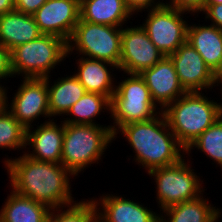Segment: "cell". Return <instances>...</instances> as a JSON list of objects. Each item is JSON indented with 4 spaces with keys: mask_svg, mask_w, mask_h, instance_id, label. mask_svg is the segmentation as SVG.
I'll list each match as a JSON object with an SVG mask.
<instances>
[{
    "mask_svg": "<svg viewBox=\"0 0 222 222\" xmlns=\"http://www.w3.org/2000/svg\"><path fill=\"white\" fill-rule=\"evenodd\" d=\"M3 163L15 192L50 209L76 203L70 185L75 176L62 164L31 159L24 153L15 159L5 157Z\"/></svg>",
    "mask_w": 222,
    "mask_h": 222,
    "instance_id": "6da1fadb",
    "label": "cell"
},
{
    "mask_svg": "<svg viewBox=\"0 0 222 222\" xmlns=\"http://www.w3.org/2000/svg\"><path fill=\"white\" fill-rule=\"evenodd\" d=\"M118 133L132 147L136 164L142 165L147 173L176 164L185 158V149L177 141L162 112L147 121L121 126L114 133V140Z\"/></svg>",
    "mask_w": 222,
    "mask_h": 222,
    "instance_id": "7a4b0ae2",
    "label": "cell"
},
{
    "mask_svg": "<svg viewBox=\"0 0 222 222\" xmlns=\"http://www.w3.org/2000/svg\"><path fill=\"white\" fill-rule=\"evenodd\" d=\"M162 113L177 141L186 150L222 116V102L209 100L202 92H186L168 104Z\"/></svg>",
    "mask_w": 222,
    "mask_h": 222,
    "instance_id": "3957f363",
    "label": "cell"
},
{
    "mask_svg": "<svg viewBox=\"0 0 222 222\" xmlns=\"http://www.w3.org/2000/svg\"><path fill=\"white\" fill-rule=\"evenodd\" d=\"M114 141L111 126L64 123L61 164L75 177L102 159Z\"/></svg>",
    "mask_w": 222,
    "mask_h": 222,
    "instance_id": "277c9868",
    "label": "cell"
},
{
    "mask_svg": "<svg viewBox=\"0 0 222 222\" xmlns=\"http://www.w3.org/2000/svg\"><path fill=\"white\" fill-rule=\"evenodd\" d=\"M67 53V41L55 35L42 34L10 51L13 77L20 74L23 78L51 76V70L66 59Z\"/></svg>",
    "mask_w": 222,
    "mask_h": 222,
    "instance_id": "5b68a950",
    "label": "cell"
},
{
    "mask_svg": "<svg viewBox=\"0 0 222 222\" xmlns=\"http://www.w3.org/2000/svg\"><path fill=\"white\" fill-rule=\"evenodd\" d=\"M122 81H118L115 92L111 97L110 118L113 134L123 125L147 121L162 112L152 100L150 91L139 74H128Z\"/></svg>",
    "mask_w": 222,
    "mask_h": 222,
    "instance_id": "8992f818",
    "label": "cell"
},
{
    "mask_svg": "<svg viewBox=\"0 0 222 222\" xmlns=\"http://www.w3.org/2000/svg\"><path fill=\"white\" fill-rule=\"evenodd\" d=\"M121 37L122 27L94 24L80 19L67 42V58L75 51L80 56L104 60L119 67Z\"/></svg>",
    "mask_w": 222,
    "mask_h": 222,
    "instance_id": "52a82bcc",
    "label": "cell"
},
{
    "mask_svg": "<svg viewBox=\"0 0 222 222\" xmlns=\"http://www.w3.org/2000/svg\"><path fill=\"white\" fill-rule=\"evenodd\" d=\"M189 160L181 159L178 163L156 168L148 172L156 183V202L160 211L188 200H192L205 192L203 179L192 169Z\"/></svg>",
    "mask_w": 222,
    "mask_h": 222,
    "instance_id": "ba28073f",
    "label": "cell"
},
{
    "mask_svg": "<svg viewBox=\"0 0 222 222\" xmlns=\"http://www.w3.org/2000/svg\"><path fill=\"white\" fill-rule=\"evenodd\" d=\"M147 18L141 24L152 43L165 55L174 53L187 42L188 22L186 12L167 5L147 11Z\"/></svg>",
    "mask_w": 222,
    "mask_h": 222,
    "instance_id": "9c48e42d",
    "label": "cell"
},
{
    "mask_svg": "<svg viewBox=\"0 0 222 222\" xmlns=\"http://www.w3.org/2000/svg\"><path fill=\"white\" fill-rule=\"evenodd\" d=\"M10 104L8 90L4 91L5 108L26 128L33 127L34 120L45 117L50 119L48 87L46 78H23Z\"/></svg>",
    "mask_w": 222,
    "mask_h": 222,
    "instance_id": "30bf717a",
    "label": "cell"
},
{
    "mask_svg": "<svg viewBox=\"0 0 222 222\" xmlns=\"http://www.w3.org/2000/svg\"><path fill=\"white\" fill-rule=\"evenodd\" d=\"M165 55L152 43L142 26L122 27L119 72L140 74L153 67Z\"/></svg>",
    "mask_w": 222,
    "mask_h": 222,
    "instance_id": "8fae6325",
    "label": "cell"
},
{
    "mask_svg": "<svg viewBox=\"0 0 222 222\" xmlns=\"http://www.w3.org/2000/svg\"><path fill=\"white\" fill-rule=\"evenodd\" d=\"M33 17L43 34L68 42L80 20V0H47Z\"/></svg>",
    "mask_w": 222,
    "mask_h": 222,
    "instance_id": "7c38bea8",
    "label": "cell"
},
{
    "mask_svg": "<svg viewBox=\"0 0 222 222\" xmlns=\"http://www.w3.org/2000/svg\"><path fill=\"white\" fill-rule=\"evenodd\" d=\"M169 57L186 92H203L204 89L206 92L208 89H213V71L188 42L182 44Z\"/></svg>",
    "mask_w": 222,
    "mask_h": 222,
    "instance_id": "4fadbf2b",
    "label": "cell"
},
{
    "mask_svg": "<svg viewBox=\"0 0 222 222\" xmlns=\"http://www.w3.org/2000/svg\"><path fill=\"white\" fill-rule=\"evenodd\" d=\"M139 75L146 83L152 100L161 110L186 93L169 56H164L153 67Z\"/></svg>",
    "mask_w": 222,
    "mask_h": 222,
    "instance_id": "5bb4252c",
    "label": "cell"
},
{
    "mask_svg": "<svg viewBox=\"0 0 222 222\" xmlns=\"http://www.w3.org/2000/svg\"><path fill=\"white\" fill-rule=\"evenodd\" d=\"M54 119L45 120L35 130L34 127L26 129V148L30 146L28 151H22L26 156L38 161L61 164L64 122L57 125Z\"/></svg>",
    "mask_w": 222,
    "mask_h": 222,
    "instance_id": "9a60e30c",
    "label": "cell"
},
{
    "mask_svg": "<svg viewBox=\"0 0 222 222\" xmlns=\"http://www.w3.org/2000/svg\"><path fill=\"white\" fill-rule=\"evenodd\" d=\"M93 199L97 222H160V214L133 199L115 194H103L99 199L94 197Z\"/></svg>",
    "mask_w": 222,
    "mask_h": 222,
    "instance_id": "2e32d148",
    "label": "cell"
},
{
    "mask_svg": "<svg viewBox=\"0 0 222 222\" xmlns=\"http://www.w3.org/2000/svg\"><path fill=\"white\" fill-rule=\"evenodd\" d=\"M77 60L76 67L78 68L77 71L75 70L74 76L84 86L86 92L99 93L111 100L116 87V83H114L116 74L113 71L115 69L119 70L118 66L104 60L83 56L77 58Z\"/></svg>",
    "mask_w": 222,
    "mask_h": 222,
    "instance_id": "e0dca14e",
    "label": "cell"
},
{
    "mask_svg": "<svg viewBox=\"0 0 222 222\" xmlns=\"http://www.w3.org/2000/svg\"><path fill=\"white\" fill-rule=\"evenodd\" d=\"M42 34L33 15L13 10L0 16V44L10 51Z\"/></svg>",
    "mask_w": 222,
    "mask_h": 222,
    "instance_id": "ac0fdd59",
    "label": "cell"
},
{
    "mask_svg": "<svg viewBox=\"0 0 222 222\" xmlns=\"http://www.w3.org/2000/svg\"><path fill=\"white\" fill-rule=\"evenodd\" d=\"M203 25L200 23L188 25L187 42L214 71L222 62V30L211 24Z\"/></svg>",
    "mask_w": 222,
    "mask_h": 222,
    "instance_id": "d6986e66",
    "label": "cell"
},
{
    "mask_svg": "<svg viewBox=\"0 0 222 222\" xmlns=\"http://www.w3.org/2000/svg\"><path fill=\"white\" fill-rule=\"evenodd\" d=\"M131 17L124 0H80V19L83 21L122 27Z\"/></svg>",
    "mask_w": 222,
    "mask_h": 222,
    "instance_id": "ffe728a7",
    "label": "cell"
},
{
    "mask_svg": "<svg viewBox=\"0 0 222 222\" xmlns=\"http://www.w3.org/2000/svg\"><path fill=\"white\" fill-rule=\"evenodd\" d=\"M216 208L201 194L195 199L162 210L160 222H217L220 221L222 211Z\"/></svg>",
    "mask_w": 222,
    "mask_h": 222,
    "instance_id": "44dd1931",
    "label": "cell"
},
{
    "mask_svg": "<svg viewBox=\"0 0 222 222\" xmlns=\"http://www.w3.org/2000/svg\"><path fill=\"white\" fill-rule=\"evenodd\" d=\"M0 210V222H47L51 209L14 190Z\"/></svg>",
    "mask_w": 222,
    "mask_h": 222,
    "instance_id": "7402d4cb",
    "label": "cell"
},
{
    "mask_svg": "<svg viewBox=\"0 0 222 222\" xmlns=\"http://www.w3.org/2000/svg\"><path fill=\"white\" fill-rule=\"evenodd\" d=\"M50 77H45L47 79L50 116L51 118L53 116H64L71 106L86 93V90L74 74L67 77H59L57 80H54V84H51Z\"/></svg>",
    "mask_w": 222,
    "mask_h": 222,
    "instance_id": "603a6c76",
    "label": "cell"
},
{
    "mask_svg": "<svg viewBox=\"0 0 222 222\" xmlns=\"http://www.w3.org/2000/svg\"><path fill=\"white\" fill-rule=\"evenodd\" d=\"M111 100L99 93L86 92L67 112L70 118H63L64 123L98 125L95 119L101 112L110 114ZM103 109L105 111H103ZM73 116V117H71Z\"/></svg>",
    "mask_w": 222,
    "mask_h": 222,
    "instance_id": "cb8c5ba5",
    "label": "cell"
},
{
    "mask_svg": "<svg viewBox=\"0 0 222 222\" xmlns=\"http://www.w3.org/2000/svg\"><path fill=\"white\" fill-rule=\"evenodd\" d=\"M194 147V148H193ZM195 148L204 152L222 170V116L217 119L208 129L199 135L185 150L190 155Z\"/></svg>",
    "mask_w": 222,
    "mask_h": 222,
    "instance_id": "d4e9b609",
    "label": "cell"
},
{
    "mask_svg": "<svg viewBox=\"0 0 222 222\" xmlns=\"http://www.w3.org/2000/svg\"><path fill=\"white\" fill-rule=\"evenodd\" d=\"M0 148L26 149V128L3 106L0 109Z\"/></svg>",
    "mask_w": 222,
    "mask_h": 222,
    "instance_id": "484cf974",
    "label": "cell"
},
{
    "mask_svg": "<svg viewBox=\"0 0 222 222\" xmlns=\"http://www.w3.org/2000/svg\"><path fill=\"white\" fill-rule=\"evenodd\" d=\"M83 200L66 206V210L51 209L47 222H97V211L92 198Z\"/></svg>",
    "mask_w": 222,
    "mask_h": 222,
    "instance_id": "4316f807",
    "label": "cell"
},
{
    "mask_svg": "<svg viewBox=\"0 0 222 222\" xmlns=\"http://www.w3.org/2000/svg\"><path fill=\"white\" fill-rule=\"evenodd\" d=\"M167 6L177 10L187 12L186 14L195 15L201 13L205 7V0H170L164 3Z\"/></svg>",
    "mask_w": 222,
    "mask_h": 222,
    "instance_id": "83f0119b",
    "label": "cell"
},
{
    "mask_svg": "<svg viewBox=\"0 0 222 222\" xmlns=\"http://www.w3.org/2000/svg\"><path fill=\"white\" fill-rule=\"evenodd\" d=\"M160 1L161 0H124L127 9L131 12L132 15L142 11H149L164 5V0H162V2Z\"/></svg>",
    "mask_w": 222,
    "mask_h": 222,
    "instance_id": "f1b7e54d",
    "label": "cell"
},
{
    "mask_svg": "<svg viewBox=\"0 0 222 222\" xmlns=\"http://www.w3.org/2000/svg\"><path fill=\"white\" fill-rule=\"evenodd\" d=\"M205 14V20L211 21L214 25L222 30V4H205L202 11Z\"/></svg>",
    "mask_w": 222,
    "mask_h": 222,
    "instance_id": "f546056e",
    "label": "cell"
},
{
    "mask_svg": "<svg viewBox=\"0 0 222 222\" xmlns=\"http://www.w3.org/2000/svg\"><path fill=\"white\" fill-rule=\"evenodd\" d=\"M12 76L10 50L0 44V83Z\"/></svg>",
    "mask_w": 222,
    "mask_h": 222,
    "instance_id": "4dcf8cb0",
    "label": "cell"
},
{
    "mask_svg": "<svg viewBox=\"0 0 222 222\" xmlns=\"http://www.w3.org/2000/svg\"><path fill=\"white\" fill-rule=\"evenodd\" d=\"M47 0H14L15 10L33 15Z\"/></svg>",
    "mask_w": 222,
    "mask_h": 222,
    "instance_id": "1f68e13d",
    "label": "cell"
},
{
    "mask_svg": "<svg viewBox=\"0 0 222 222\" xmlns=\"http://www.w3.org/2000/svg\"><path fill=\"white\" fill-rule=\"evenodd\" d=\"M15 10L14 0H0V16Z\"/></svg>",
    "mask_w": 222,
    "mask_h": 222,
    "instance_id": "d6a6232c",
    "label": "cell"
},
{
    "mask_svg": "<svg viewBox=\"0 0 222 222\" xmlns=\"http://www.w3.org/2000/svg\"><path fill=\"white\" fill-rule=\"evenodd\" d=\"M221 83V85H220ZM220 87L222 86V62L220 65L213 71V86L216 85ZM222 88V87H221ZM221 96H222V89H221Z\"/></svg>",
    "mask_w": 222,
    "mask_h": 222,
    "instance_id": "836d02e7",
    "label": "cell"
},
{
    "mask_svg": "<svg viewBox=\"0 0 222 222\" xmlns=\"http://www.w3.org/2000/svg\"><path fill=\"white\" fill-rule=\"evenodd\" d=\"M5 88H7V87H4V86H2V84H0V109L4 106V91H5Z\"/></svg>",
    "mask_w": 222,
    "mask_h": 222,
    "instance_id": "e575fe53",
    "label": "cell"
},
{
    "mask_svg": "<svg viewBox=\"0 0 222 222\" xmlns=\"http://www.w3.org/2000/svg\"><path fill=\"white\" fill-rule=\"evenodd\" d=\"M205 4H222V0H205Z\"/></svg>",
    "mask_w": 222,
    "mask_h": 222,
    "instance_id": "d590c367",
    "label": "cell"
}]
</instances>
